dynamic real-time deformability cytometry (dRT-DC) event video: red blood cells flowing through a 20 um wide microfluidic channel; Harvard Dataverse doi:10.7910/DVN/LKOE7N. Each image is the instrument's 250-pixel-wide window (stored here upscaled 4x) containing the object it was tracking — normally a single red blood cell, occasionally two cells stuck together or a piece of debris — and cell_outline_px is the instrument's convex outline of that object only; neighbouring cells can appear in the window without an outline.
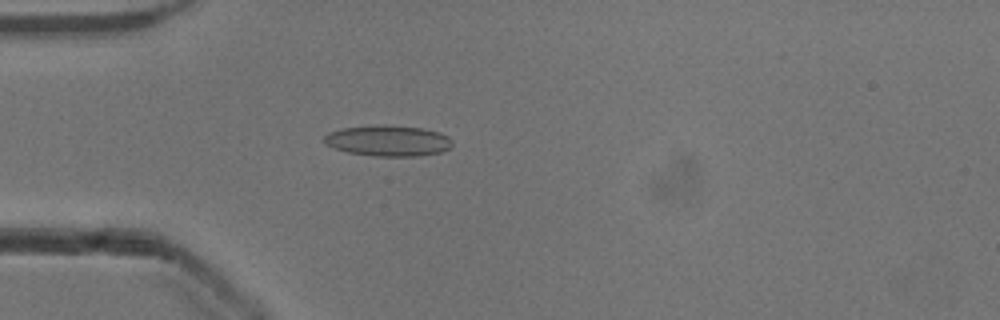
{"species": "common noctule bat (a hibernating species)", "species_latin": "Nyctalus noctula", "temperature_condition": "cold", "stored_images_in_passage": 52, "camera_frame_rate_fps": 3000, "um_per_image_px": 0.085, "animal": {"sex": "male", "body_mass_g": 13.3}, "frame": {"image": 1, "passage_image": 15, "time_ms": 4.667, "image_size_px": [1000, 320], "cell_outline_px": [[452, 144], [444, 152], [420, 156], [372, 156], [348, 152], [324, 144], [324, 136], [328, 132], [344, 128], [384, 124], [424, 128], [440, 132], [448, 136], [452, 140]], "centroid_in_image_um": [33.02, 11.96], "position_along_channel_um": 52.0, "area_um2": 23.24}}
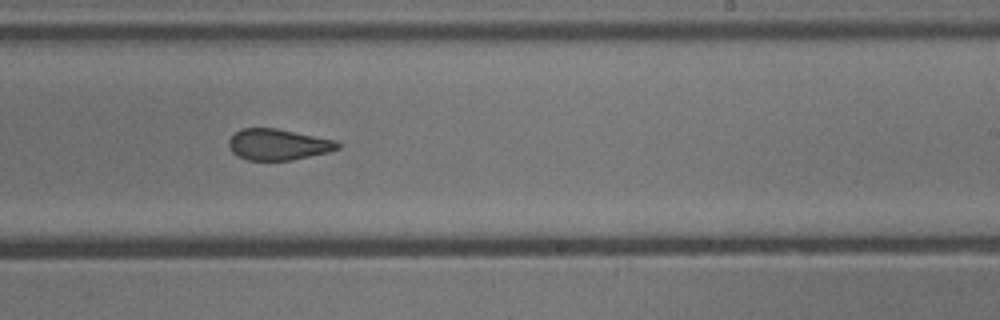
{"frame": {"image": 2, "passage_image": 32, "time_ms": 10.333, "image_size_px": [1000, 320], "cell_outline_px": [[340, 148], [328, 152], [292, 160], [248, 160], [232, 152], [228, 148], [228, 140], [236, 132], [244, 128], [276, 128], [336, 140], [340, 144]], "centroid_in_image_um": [23.64, 12.28], "position_along_channel_um": 265.4, "area_um2": 19.65}}
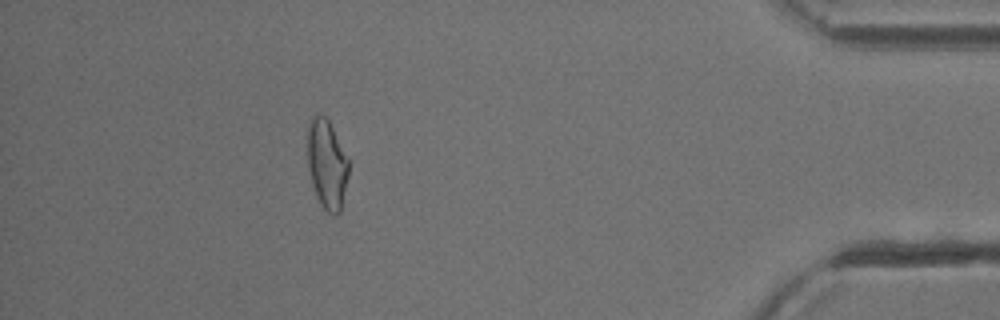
{"frame": {"image": 3, "passage_image": 47, "time_ms": 15.333, "image_size_px": [1000, 320], "cell_outline_px": [[348, 176], [340, 212], [336, 216], [332, 216], [320, 204], [316, 196], [312, 184], [308, 168], [308, 124], [312, 116], [316, 112], [324, 116], [328, 120], [348, 160]], "centroid_in_image_um": [27.77, 13.98], "position_along_channel_um": 407.4, "area_um2": 21.21}, "authors_computed_cell_mechanics": {"area_um2": 20.9236, "velocity_mm_per_s": 3.9166, "shape_relaxation_time_tau1_ms": 9.319, "shape_relaxation_time_tau2_ms": 2.1934, "deformation_change_tau1": 0.1795, "deformation_change_tau2": 0.0858}}